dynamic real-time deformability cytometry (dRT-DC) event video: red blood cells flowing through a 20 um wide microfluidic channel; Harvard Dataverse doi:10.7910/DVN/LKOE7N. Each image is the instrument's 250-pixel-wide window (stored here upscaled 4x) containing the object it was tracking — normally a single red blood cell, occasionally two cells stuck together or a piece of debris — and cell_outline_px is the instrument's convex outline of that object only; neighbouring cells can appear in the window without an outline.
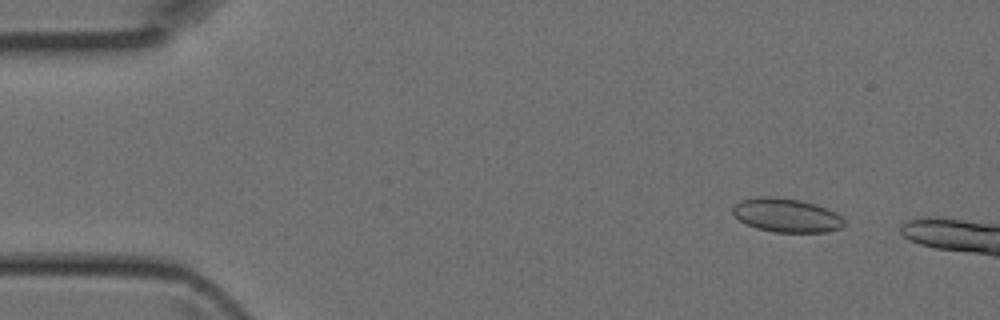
{"species": "Egyptian fruit bat (a non-hibernating species)", "species_latin": "Rousettus aegyptiacus", "temperature_condition": "room temperature", "stored_images_in_passage": 3, "camera_frame_rate_fps": 3000, "um_per_image_px": 0.085, "animal": {"sex": "female"}, "frame": {"image": 1, "passage_image": 1, "time_ms": 0.0, "image_size_px": [1000, 320], "cell_outline_px": [[844, 224], [840, 228], [824, 232], [772, 232], [756, 228], [740, 220], [732, 212], [732, 208], [740, 200], [760, 196], [772, 196], [796, 200], [816, 204], [836, 212], [844, 220]], "centroid_in_image_um": [66.84, 18.3], "position_along_channel_um": 18.2, "area_um2": 21.79}}